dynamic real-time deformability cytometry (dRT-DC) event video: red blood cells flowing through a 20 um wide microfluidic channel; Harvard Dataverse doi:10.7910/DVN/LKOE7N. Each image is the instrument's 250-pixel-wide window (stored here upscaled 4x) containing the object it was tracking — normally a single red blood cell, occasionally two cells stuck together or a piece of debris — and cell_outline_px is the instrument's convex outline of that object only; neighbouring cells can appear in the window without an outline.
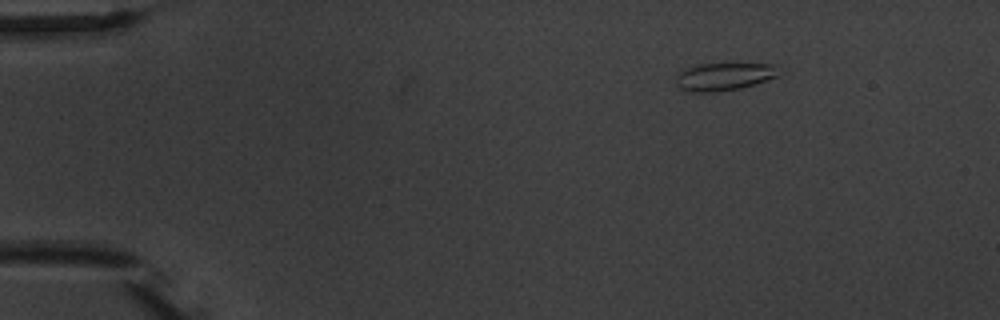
{"species": "common noctule bat (a hibernating species)", "species_latin": "Nyctalus noctula", "temperature_condition": "warm", "stored_images_in_passage": 3, "camera_frame_rate_fps": 3000, "um_per_image_px": 0.085, "animal": {"sex": "male", "body_mass_g": 20.1, "forearm_length_mm": 53.5}, "frame": {"image": 1, "passage_image": 1, "time_ms": 0.0, "image_size_px": [1000, 320], "cell_outline_px": [[784, 72], [780, 76], [740, 88], [712, 92], [688, 92], [680, 88], [676, 84], [676, 76], [684, 68], [700, 64], [776, 64]], "centroid_in_image_um": [61.59, 6.5], "position_along_channel_um": 23.4, "area_um2": 16.82}}
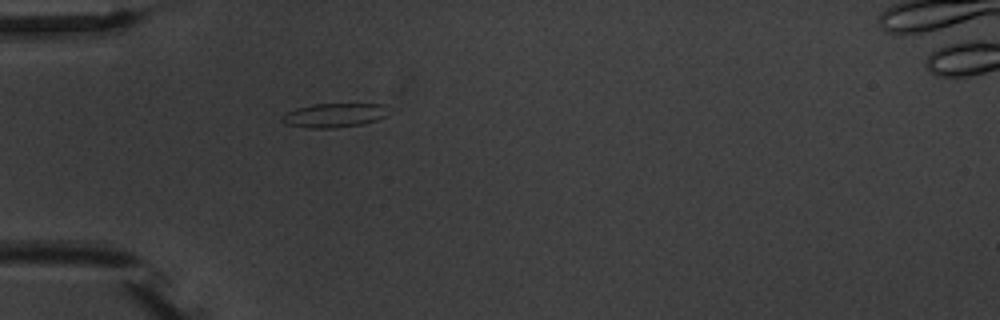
{"frame": {"image": 2, "passage_image": 3, "time_ms": 3.0, "image_size_px": [1000, 320], "cell_outline_px": [[388, 116], [364, 124], [336, 128], [308, 128], [288, 124], [280, 120], [280, 116], [296, 108], [312, 104], [384, 104]], "centroid_in_image_um": [28.4, 9.8], "position_along_channel_um": 56.6, "area_um2": 14.97}}